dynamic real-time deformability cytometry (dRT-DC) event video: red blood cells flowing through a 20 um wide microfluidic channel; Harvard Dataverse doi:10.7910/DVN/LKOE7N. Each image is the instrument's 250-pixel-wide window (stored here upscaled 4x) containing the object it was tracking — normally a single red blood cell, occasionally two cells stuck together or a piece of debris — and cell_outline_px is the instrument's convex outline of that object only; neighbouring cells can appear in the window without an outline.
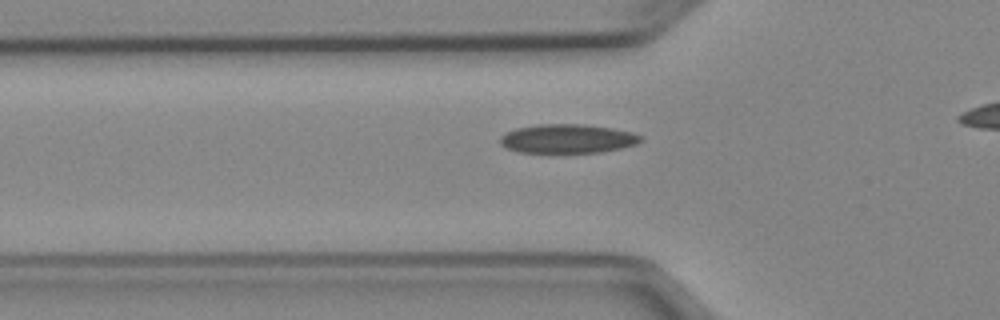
{"species": "Egyptian fruit bat (a non-hibernating species)", "species_latin": "Rousettus aegyptiacus", "temperature_condition": "cold", "stored_images_in_passage": 30, "camera_frame_rate_fps": 3000, "um_per_image_px": 0.085, "animal": {"sex": "female"}, "frame": {"image": 1, "passage_image": 5, "time_ms": 1.333, "image_size_px": [1000, 320], "cell_outline_px": [[640, 140], [636, 144], [620, 148], [600, 152], [520, 152], [508, 148], [500, 144], [500, 136], [516, 128], [540, 124], [584, 124], [612, 128], [632, 132], [640, 136]], "centroid_in_image_um": [48.22, 11.78], "position_along_channel_um": 77.6, "area_um2": 23.41}}